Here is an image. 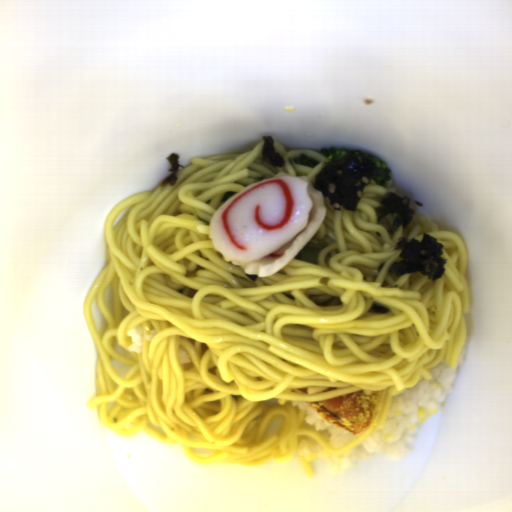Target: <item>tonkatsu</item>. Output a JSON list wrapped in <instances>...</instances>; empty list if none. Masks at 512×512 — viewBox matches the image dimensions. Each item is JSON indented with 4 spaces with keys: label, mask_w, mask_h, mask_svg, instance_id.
<instances>
[{
    "label": "tonkatsu",
    "mask_w": 512,
    "mask_h": 512,
    "mask_svg": "<svg viewBox=\"0 0 512 512\" xmlns=\"http://www.w3.org/2000/svg\"><path fill=\"white\" fill-rule=\"evenodd\" d=\"M291 393L308 394L307 387L306 388H300V389H293V390H291Z\"/></svg>",
    "instance_id": "tonkatsu-2"
},
{
    "label": "tonkatsu",
    "mask_w": 512,
    "mask_h": 512,
    "mask_svg": "<svg viewBox=\"0 0 512 512\" xmlns=\"http://www.w3.org/2000/svg\"><path fill=\"white\" fill-rule=\"evenodd\" d=\"M338 389L337 387H329L328 389L322 391V393H327V392H330V391H333V390H336Z\"/></svg>",
    "instance_id": "tonkatsu-3"
},
{
    "label": "tonkatsu",
    "mask_w": 512,
    "mask_h": 512,
    "mask_svg": "<svg viewBox=\"0 0 512 512\" xmlns=\"http://www.w3.org/2000/svg\"><path fill=\"white\" fill-rule=\"evenodd\" d=\"M381 397L367 395L363 390L343 394L326 400L305 401L328 424L354 435H364L378 421Z\"/></svg>",
    "instance_id": "tonkatsu-1"
}]
</instances>
